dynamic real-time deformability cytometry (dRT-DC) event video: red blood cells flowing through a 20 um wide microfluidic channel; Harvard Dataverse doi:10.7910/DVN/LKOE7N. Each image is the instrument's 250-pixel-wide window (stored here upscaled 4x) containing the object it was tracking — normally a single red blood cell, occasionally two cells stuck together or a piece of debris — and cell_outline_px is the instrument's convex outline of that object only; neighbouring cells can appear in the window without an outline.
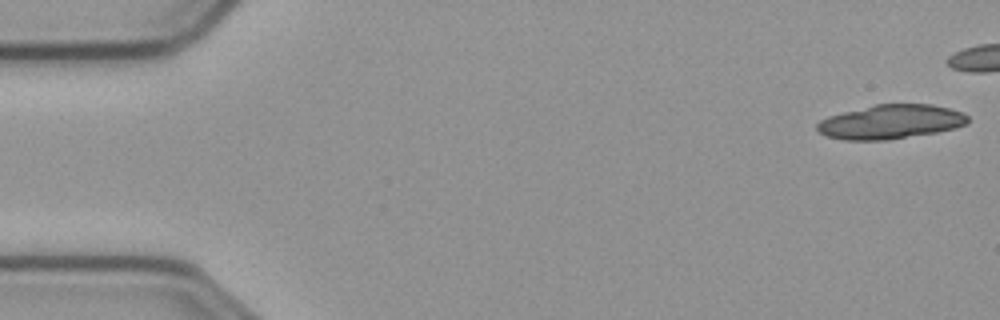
{"species": "common noctule bat (a hibernating species)", "species_latin": "Nyctalus noctula", "temperature_condition": "cold", "stored_images_in_passage": 41, "camera_frame_rate_fps": 3000, "um_per_image_px": 0.085, "animal": {"sex": "male", "body_mass_g": 23.1, "forearm_length_mm": 52.7}, "frame": {"image": 1, "passage_image": 1, "time_ms": 0.0, "image_size_px": [1000, 320], "cell_outline_px": [[968, 124], [936, 132], [888, 140], [844, 140], [828, 136], [820, 132], [816, 128], [816, 124], [820, 120], [828, 116], [876, 104], [932, 104], [948, 108], [960, 112], [968, 116]], "centroid_in_image_um": [75.69, 10.36], "position_along_channel_um": 9.3, "area_um2": 29.77}}